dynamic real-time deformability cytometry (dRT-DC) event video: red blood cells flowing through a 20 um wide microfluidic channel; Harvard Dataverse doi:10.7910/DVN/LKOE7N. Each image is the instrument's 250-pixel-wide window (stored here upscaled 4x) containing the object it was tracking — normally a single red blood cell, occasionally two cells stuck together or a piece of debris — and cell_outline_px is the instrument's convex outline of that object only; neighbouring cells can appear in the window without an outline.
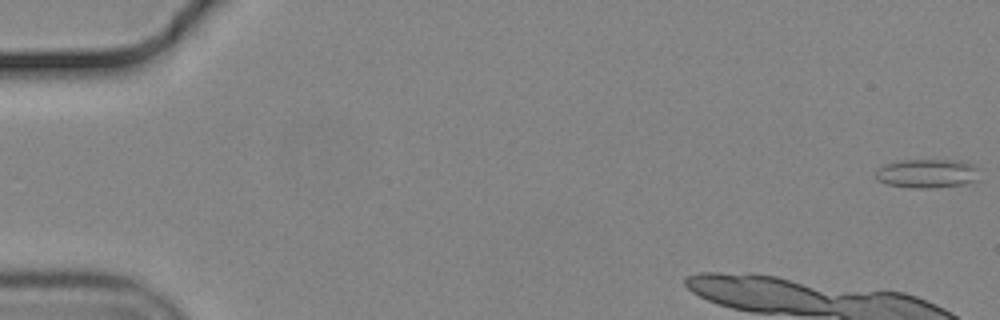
{"species": "common noctule bat (a hibernating species)", "species_latin": "Nyctalus noctula", "temperature_condition": "cold", "stored_images_in_passage": 8, "camera_frame_rate_fps": 3000, "um_per_image_px": 0.085, "animal": {"sex": "male", "body_mass_g": 19.2, "forearm_length_mm": 51.8}, "frame": {"image": 1, "passage_image": 1, "time_ms": 0.0, "image_size_px": [1000, 320], "cell_outline_px": [[980, 168], [976, 180], [968, 184], [932, 188], [912, 188], [884, 184], [876, 180], [876, 168], [884, 164], [904, 160], [960, 160], [972, 164]], "centroid_in_image_um": [78.81, 14.75], "position_along_channel_um": 6.2, "area_um2": 17.86}}